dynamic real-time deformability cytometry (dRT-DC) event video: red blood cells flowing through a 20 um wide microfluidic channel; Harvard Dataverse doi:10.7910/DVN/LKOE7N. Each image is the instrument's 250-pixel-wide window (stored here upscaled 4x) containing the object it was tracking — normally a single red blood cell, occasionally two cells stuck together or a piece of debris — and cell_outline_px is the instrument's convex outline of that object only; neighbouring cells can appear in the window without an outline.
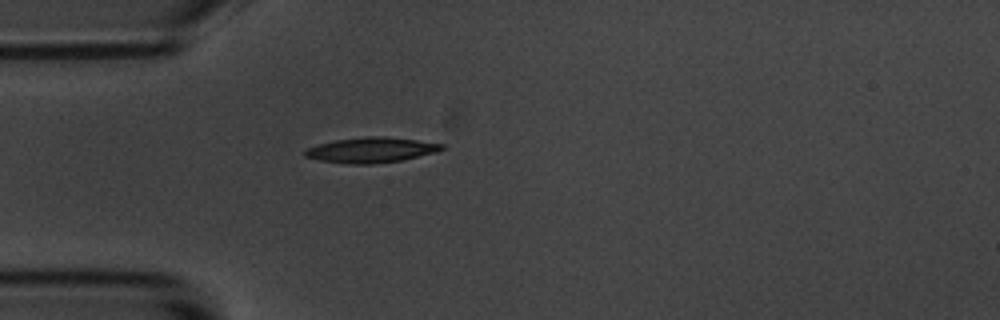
{"species": "common noctule bat (a hibernating species)", "species_latin": "Nyctalus noctula", "temperature_condition": "room temperature", "stored_images_in_passage": 1, "camera_frame_rate_fps": 3000, "um_per_image_px": 0.085, "animal": {"sex": "male", "body_mass_g": 20.1, "forearm_length_mm": 53.5}, "frame": {"image": 1, "passage_image": 1, "time_ms": 0.0, "image_size_px": [1000, 320], "cell_outline_px": [[444, 148], [436, 152], [400, 160], [372, 164], [352, 164], [320, 160], [304, 156], [300, 152], [304, 148], [336, 140], [364, 136], [388, 136], [444, 144]], "centroid_in_image_um": [31.5, 12.74], "position_along_channel_um": 53.5, "area_um2": 20.11}}